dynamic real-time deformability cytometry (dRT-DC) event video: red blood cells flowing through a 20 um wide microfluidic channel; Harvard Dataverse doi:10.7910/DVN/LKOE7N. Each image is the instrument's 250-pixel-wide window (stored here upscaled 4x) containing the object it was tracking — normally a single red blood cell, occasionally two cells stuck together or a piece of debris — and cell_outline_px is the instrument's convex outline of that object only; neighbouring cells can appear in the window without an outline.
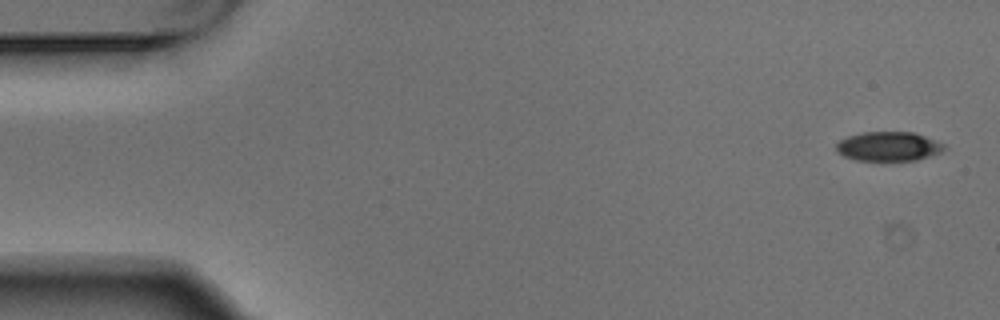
{"species": "Egyptian fruit bat (a non-hibernating species)", "species_latin": "Rousettus aegyptiacus", "temperature_condition": "warm", "stored_images_in_passage": 5, "camera_frame_rate_fps": 3000, "um_per_image_px": 0.085, "animal": {"sex": "male"}, "frame": {"image": 1, "passage_image": 1, "time_ms": 0.0, "image_size_px": [1000, 320], "cell_outline_px": [[948, 148], [940, 152], [916, 160], [856, 160], [844, 156], [836, 152], [836, 144], [840, 140], [848, 136], [860, 132], [916, 132], [936, 140], [944, 144]], "centroid_in_image_um": [75.53, 12.43], "position_along_channel_um": 9.5, "area_um2": 18.5}}
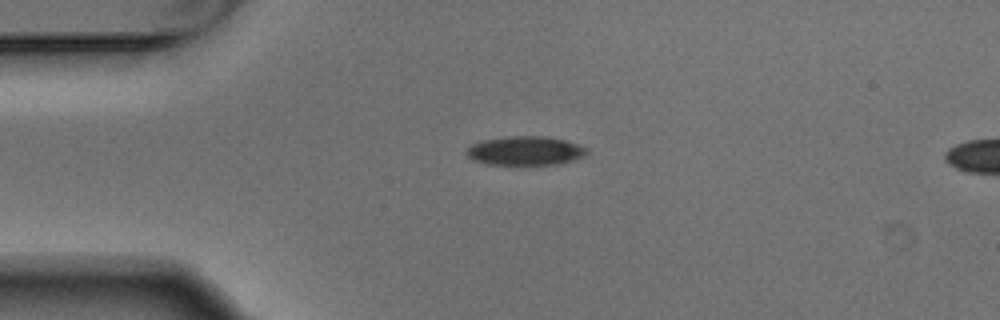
{"frame": {"image": 2, "passage_image": 4, "time_ms": 1.0, "image_size_px": [1000, 320], "cell_outline_px": [[588, 152], [584, 156], [560, 164], [484, 164], [472, 160], [464, 152], [464, 148], [472, 144], [484, 140], [508, 136], [544, 136], [564, 140], [588, 148]], "centroid_in_image_um": [44.6, 12.81], "position_along_channel_um": 40.4, "area_um2": 20.35}}